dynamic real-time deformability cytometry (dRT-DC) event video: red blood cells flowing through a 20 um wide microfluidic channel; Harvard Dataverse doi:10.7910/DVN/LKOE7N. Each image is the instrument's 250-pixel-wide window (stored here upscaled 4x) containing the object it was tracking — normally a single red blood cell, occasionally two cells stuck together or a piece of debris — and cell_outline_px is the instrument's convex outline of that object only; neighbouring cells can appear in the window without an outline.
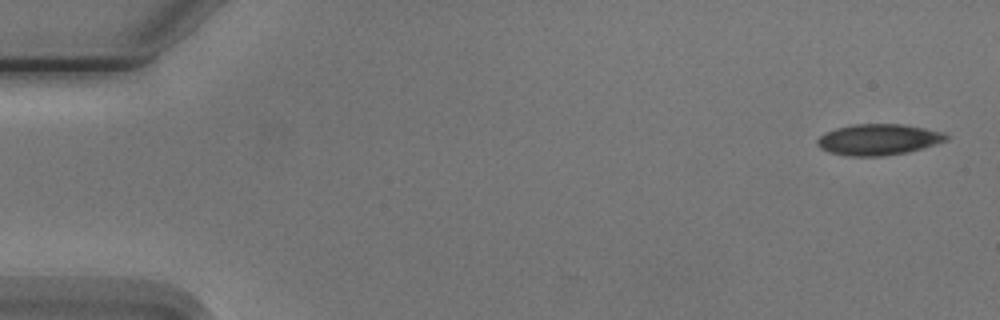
{"species": "Egyptian fruit bat (a non-hibernating species)", "species_latin": "Rousettus aegyptiacus", "temperature_condition": "cold", "stored_images_in_passage": 4, "camera_frame_rate_fps": 3000, "um_per_image_px": 0.085, "animal": {"sex": "male"}, "frame": {"image": 1, "passage_image": 1, "time_ms": 0.0, "image_size_px": [1000, 320], "cell_outline_px": [[948, 140], [936, 144], [908, 152], [884, 156], [848, 156], [828, 152], [820, 148], [816, 144], [816, 140], [824, 132], [836, 128], [852, 124], [900, 124], [924, 128], [944, 132], [948, 136]], "centroid_in_image_um": [74.64, 11.86], "position_along_channel_um": 10.4, "area_um2": 23.47}}
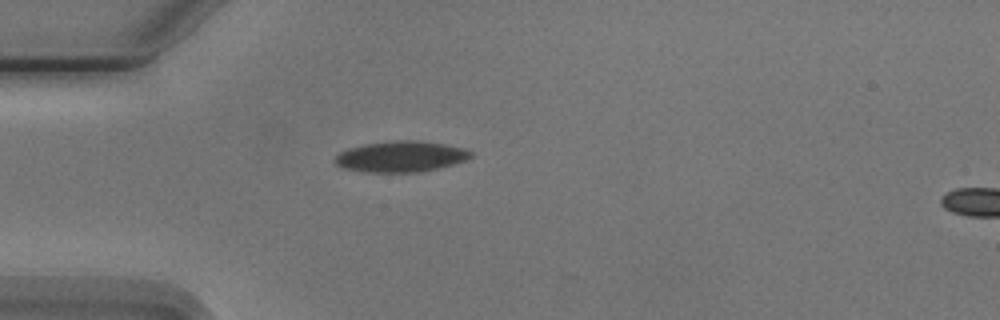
{"frame": {"image": 2, "passage_image": 4, "time_ms": 4.333, "image_size_px": [1000, 320], "cell_outline_px": [[472, 156], [468, 160], [440, 168], [420, 172], [364, 172], [344, 168], [336, 164], [336, 156], [340, 152], [352, 148], [368, 144], [400, 140], [412, 140], [444, 144], [464, 148], [472, 152]], "centroid_in_image_um": [34.14, 13.32], "position_along_channel_um": 50.9, "area_um2": 24.16}}